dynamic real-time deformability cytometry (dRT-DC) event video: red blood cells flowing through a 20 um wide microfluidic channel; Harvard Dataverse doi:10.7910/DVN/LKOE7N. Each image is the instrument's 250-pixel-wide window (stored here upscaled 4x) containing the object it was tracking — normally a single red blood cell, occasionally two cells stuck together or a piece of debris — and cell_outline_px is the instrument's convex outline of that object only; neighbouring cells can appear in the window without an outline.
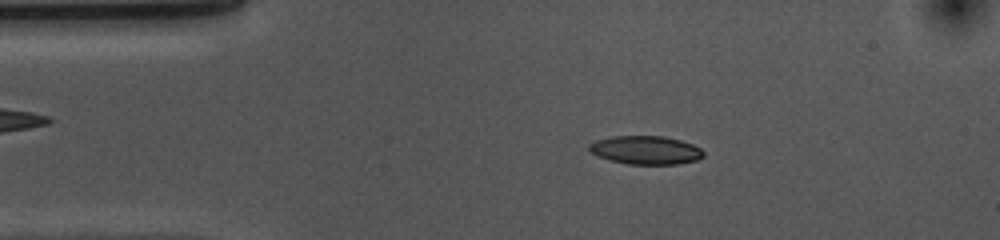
{"species": "common noctule bat (a hibernating species)", "species_latin": "Nyctalus noctula", "temperature_condition": "cold", "stored_images_in_passage": 49, "camera_frame_rate_fps": 3000, "um_per_image_px": 0.085, "animal": {"sex": "female", "body_mass_g": 10.0, "forearm_length_mm": 53.1}, "frame": {"image": 1, "passage_image": 5, "time_ms": 1.333, "image_size_px": [1000, 240], "cell_outline_px": [[704, 156], [696, 160], [676, 164], [628, 164], [608, 160], [596, 156], [588, 148], [588, 144], [596, 140], [612, 136], [664, 136], [680, 140], [692, 144], [700, 148], [704, 152]], "centroid_in_image_um": [54.86, 12.75], "position_along_channel_um": 30.1, "area_um2": 19.02}}
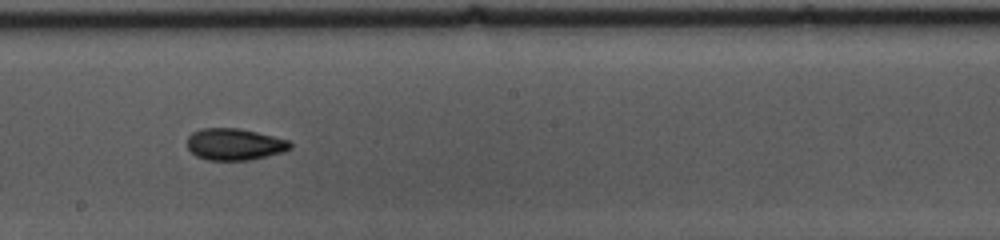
{"frame": {"image": 2, "passage_image": 24, "time_ms": 7.667, "image_size_px": [1000, 240], "cell_outline_px": [[292, 148], [280, 152], [252, 160], [208, 160], [196, 156], [188, 148], [188, 136], [192, 132], [200, 128], [240, 128], [288, 140], [292, 144]], "centroid_in_image_um": [19.91, 12.26], "position_along_channel_um": 228.3, "area_um2": 18.96}}
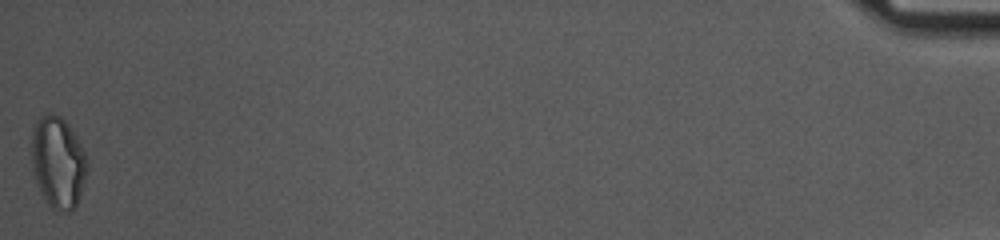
{"frame": {"image": 3, "passage_image": 49, "time_ms": 16.0, "image_size_px": [1000, 240], "cell_outline_px": [[88, 168], [76, 204], [68, 212], [64, 212], [52, 208], [48, 204], [32, 172], [32, 132], [36, 124], [48, 112], [52, 112], [60, 116], [68, 124], [76, 136], [84, 152], [88, 164]], "centroid_in_image_um": [4.93, 13.78], "position_along_channel_um": 430.3, "area_um2": 29.07}, "authors_computed_cell_mechanics": {"area_um2": 19.4208, "velocity_mm_per_s": 3.6798, "shape_relaxation_time_tau1_ms": 6.7067, "shape_relaxation_time_tau2_ms": 5.0804, "deformation_change_tau1": 0.1568, "deformation_change_tau2": 0.1117}}